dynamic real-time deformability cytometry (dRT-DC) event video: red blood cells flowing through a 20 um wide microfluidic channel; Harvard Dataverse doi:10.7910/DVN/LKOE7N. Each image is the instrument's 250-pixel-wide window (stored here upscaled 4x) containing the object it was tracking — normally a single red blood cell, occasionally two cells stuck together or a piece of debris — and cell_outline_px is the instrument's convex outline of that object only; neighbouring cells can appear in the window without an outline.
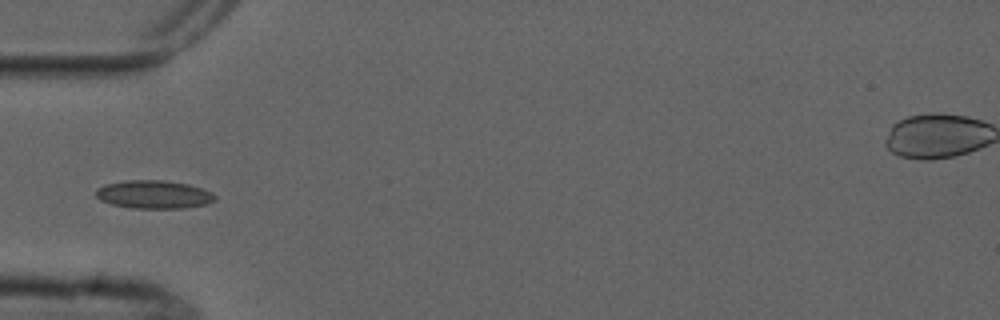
{"species": "common noctule bat (a hibernating species)", "species_latin": "Nyctalus noctula", "temperature_condition": "cold", "stored_images_in_passage": 6, "camera_frame_rate_fps": 3000, "um_per_image_px": 0.085, "animal": {"sex": "male", "forearm_length_mm": 52.5}, "frame": {"image": 1, "passage_image": 6, "time_ms": 5.667, "image_size_px": [1000, 320], "cell_outline_px": [[216, 200], [208, 204], [184, 208], [132, 208], [112, 204], [100, 200], [96, 196], [96, 188], [104, 184], [128, 180], [164, 180], [188, 184], [212, 192], [216, 196]], "centroid_in_image_um": [13.08, 16.53], "position_along_channel_um": 71.9, "area_um2": 19.65}}